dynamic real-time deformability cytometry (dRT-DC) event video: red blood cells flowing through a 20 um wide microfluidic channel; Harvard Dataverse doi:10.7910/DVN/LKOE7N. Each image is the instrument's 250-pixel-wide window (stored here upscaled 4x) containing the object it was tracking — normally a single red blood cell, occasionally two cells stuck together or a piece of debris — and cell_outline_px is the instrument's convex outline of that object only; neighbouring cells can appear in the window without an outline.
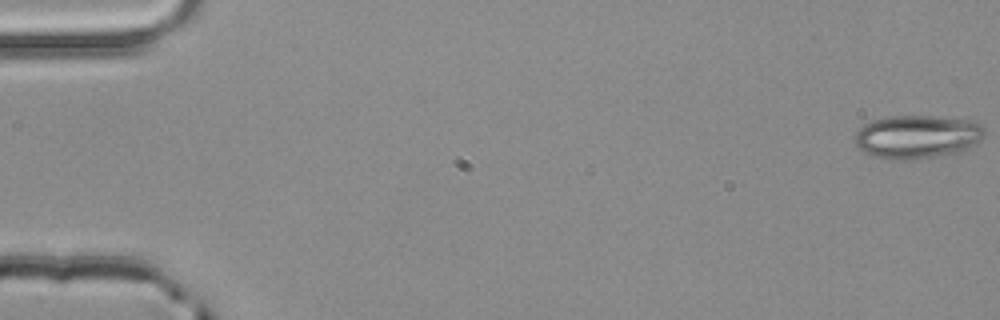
{"species": "common noctule bat (a hibernating species)", "species_latin": "Nyctalus noctula", "temperature_condition": "room temperature", "stored_images_in_passage": 4, "camera_frame_rate_fps": 3000, "um_per_image_px": 0.085, "animal": {"sex": "male", "body_mass_g": 20.4}, "frame": {"image": 1, "passage_image": 1, "time_ms": 0.0, "image_size_px": [1000, 320], "cell_outline_px": [[984, 136], [976, 144], [960, 152], [932, 156], [900, 160], [888, 160], [864, 152], [856, 144], [856, 132], [864, 124], [872, 120], [892, 116], [936, 116], [972, 120], [984, 124]], "centroid_in_image_um": [78.0, 11.6], "position_along_channel_um": 7.0, "area_um2": 32.71}}